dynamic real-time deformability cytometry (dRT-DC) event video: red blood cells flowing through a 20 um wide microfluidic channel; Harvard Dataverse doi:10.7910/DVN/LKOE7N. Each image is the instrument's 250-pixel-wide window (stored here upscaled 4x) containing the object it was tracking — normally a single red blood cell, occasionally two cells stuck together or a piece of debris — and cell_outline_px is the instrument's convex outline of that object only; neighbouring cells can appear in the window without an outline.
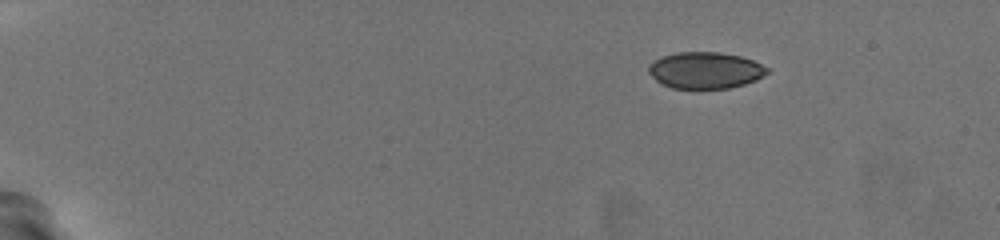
{"species": "common noctule bat (a hibernating species)", "species_latin": "Nyctalus noctula", "temperature_condition": "warm", "stored_images_in_passage": 50, "camera_frame_rate_fps": 3000, "um_per_image_px": 0.085, "animal": {"sex": "female", "body_mass_g": 19.5, "forearm_length_mm": 54.1}, "frame": {"image": 1, "passage_image": 1, "time_ms": 0.0, "image_size_px": [1000, 240], "cell_outline_px": [[768, 72], [764, 76], [756, 80], [744, 84], [728, 88], [672, 88], [660, 84], [648, 72], [648, 64], [652, 60], [664, 56], [680, 52], [720, 52], [740, 56], [752, 60], [768, 68]], "centroid_in_image_um": [59.92, 5.97], "position_along_channel_um": 25.1, "area_um2": 25.2}}
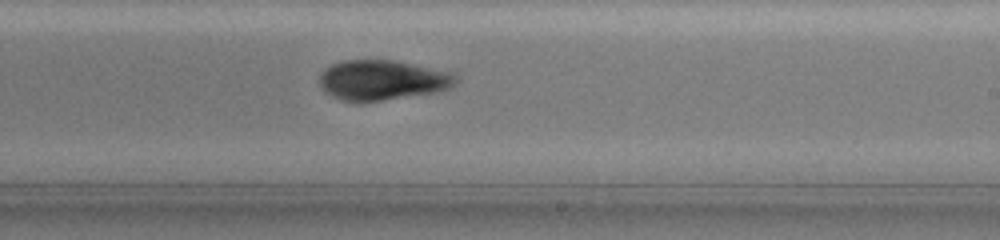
{"frame": {"image": 2, "passage_image": 30, "time_ms": 9.667, "image_size_px": [1000, 240], "cell_outline_px": [[456, 84], [440, 92], [360, 104], [352, 104], [340, 100], [332, 96], [320, 88], [320, 72], [324, 68], [332, 64], [344, 60], [392, 60], [448, 72], [456, 76]], "centroid_in_image_um": [32.42, 6.85], "position_along_channel_um": 256.6, "area_um2": 32.31}}
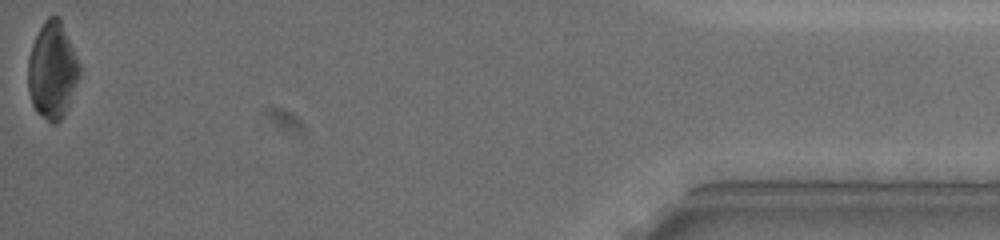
{"frame": {"image": 3, "passage_image": 50, "time_ms": 16.333, "image_size_px": [1000, 240], "cell_outline_px": [[80, 76], [64, 116], [56, 124], [52, 124], [36, 112], [32, 104], [28, 92], [28, 56], [32, 44], [44, 20], [48, 16], [60, 16], [80, 64]], "centroid_in_image_um": [4.45, 5.99], "position_along_channel_um": 430.8, "area_um2": 29.3}, "authors_computed_cell_mechanics": {"area_um2": 29.4491, "velocity_mm_per_s": 3.7473, "shape_relaxation_time_tau1_ms": 1.9818, "shape_relaxation_time_tau2_ms": 3.1969, "deformation_change_tau1": 0.113, "deformation_change_tau2": 0.076}}